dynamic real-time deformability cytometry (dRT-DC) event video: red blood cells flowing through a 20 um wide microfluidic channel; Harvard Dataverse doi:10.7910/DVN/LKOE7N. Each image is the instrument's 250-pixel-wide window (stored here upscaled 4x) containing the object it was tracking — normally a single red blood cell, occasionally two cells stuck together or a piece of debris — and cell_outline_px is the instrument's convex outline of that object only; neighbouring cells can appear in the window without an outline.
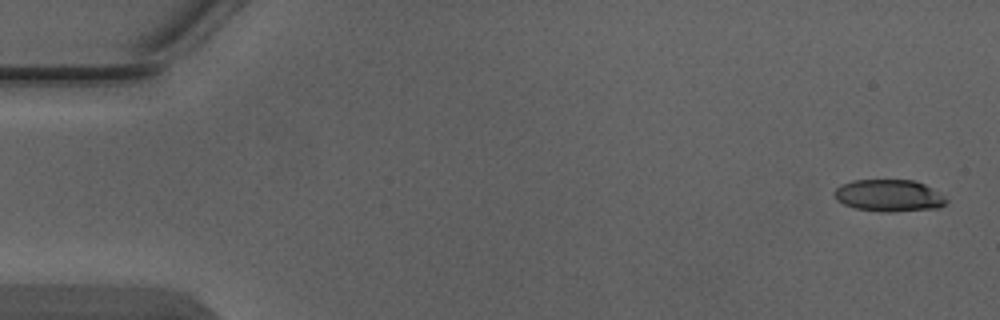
{"species": "Egyptian fruit bat (a non-hibernating species)", "species_latin": "Rousettus aegyptiacus", "temperature_condition": "warm", "stored_images_in_passage": 6, "camera_frame_rate_fps": 3000, "um_per_image_px": 0.085, "animal": {"sex": "male"}, "frame": {"image": 1, "passage_image": 1, "time_ms": 0.0, "image_size_px": [1000, 320], "cell_outline_px": [[948, 200], [940, 208], [892, 212], [888, 212], [856, 208], [844, 204], [836, 200], [832, 192], [840, 184], [852, 180], [912, 180], [924, 184], [932, 188], [944, 196]], "centroid_in_image_um": [75.54, 16.62], "position_along_channel_um": 9.5, "area_um2": 20.92}}
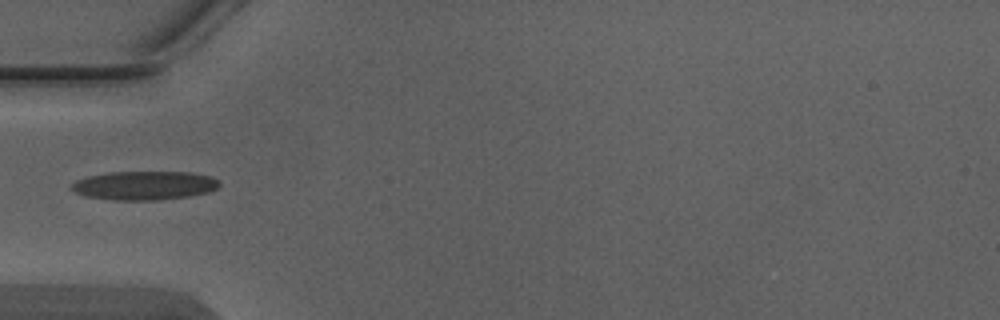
{"frame": {"image": 2, "passage_image": 5, "time_ms": 1.333, "image_size_px": [1000, 320], "cell_outline_px": [[220, 184], [216, 188], [208, 192], [188, 196], [160, 200], [112, 200], [88, 196], [76, 192], [68, 188], [76, 180], [88, 176], [108, 172], [192, 172], [208, 176], [220, 180]], "centroid_in_image_um": [12.26, 15.76], "position_along_channel_um": 72.7, "area_um2": 24.8}}
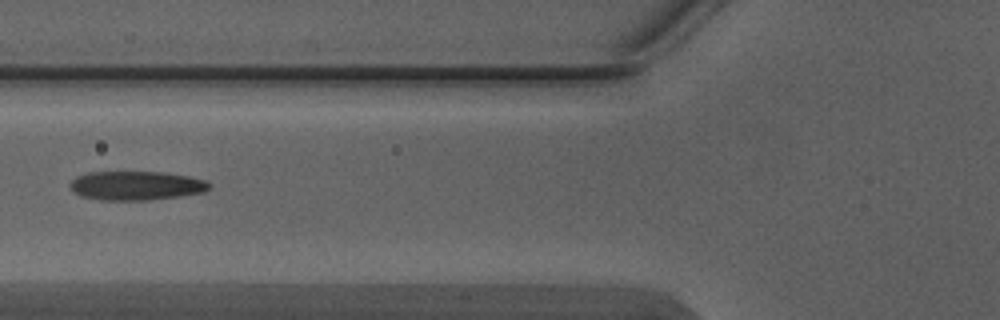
{"frame": {"image": 3, "passage_image": 6, "time_ms": 1.667, "image_size_px": [1000, 320], "cell_outline_px": [[212, 188], [204, 192], [180, 196], [148, 200], [100, 200], [80, 196], [68, 184], [76, 176], [88, 172], [164, 172], [188, 176], [204, 180], [212, 184]], "centroid_in_image_um": [11.59, 15.78], "position_along_channel_um": 114.2, "area_um2": 23.64}}